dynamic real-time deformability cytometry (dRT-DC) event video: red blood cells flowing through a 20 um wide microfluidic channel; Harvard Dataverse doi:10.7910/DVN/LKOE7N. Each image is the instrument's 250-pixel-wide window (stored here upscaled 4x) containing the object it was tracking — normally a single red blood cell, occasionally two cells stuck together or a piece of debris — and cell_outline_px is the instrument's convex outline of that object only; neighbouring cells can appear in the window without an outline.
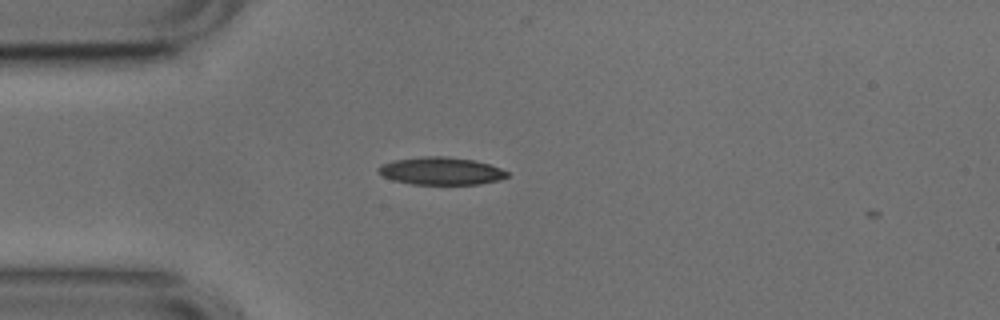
{"species": "common noctule bat (a hibernating species)", "species_latin": "Nyctalus noctula", "temperature_condition": "cold", "stored_images_in_passage": 38, "camera_frame_rate_fps": 3000, "um_per_image_px": 0.085, "animal": {"sex": "male", "body_mass_g": 17.9, "forearm_length_mm": 54.2}, "frame": {"image": 1, "passage_image": 1, "time_ms": 0.0, "image_size_px": [1000, 320], "cell_outline_px": [[508, 176], [496, 180], [480, 184], [412, 184], [392, 180], [384, 176], [376, 168], [380, 164], [392, 160], [424, 156], [448, 156], [476, 160], [500, 168], [508, 172]], "centroid_in_image_um": [37.45, 14.52], "position_along_channel_um": 47.5, "area_um2": 20.75}}
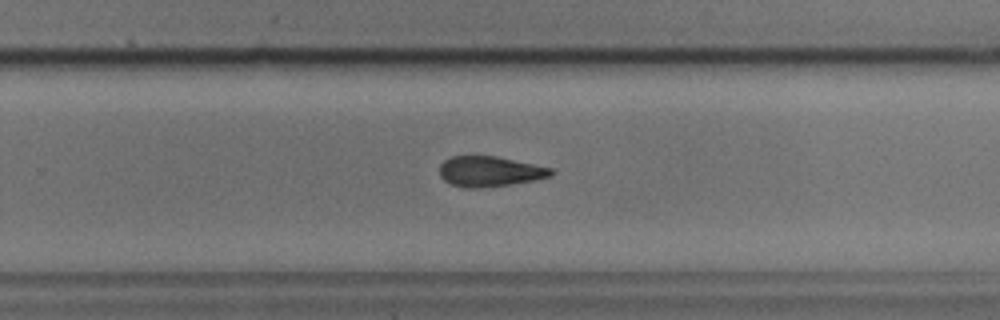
{"frame": {"image": 2, "passage_image": 21, "time_ms": 6.667, "image_size_px": [1000, 320], "cell_outline_px": [[552, 176], [512, 184], [480, 188], [468, 188], [452, 184], [444, 180], [440, 176], [440, 164], [444, 160], [452, 156], [496, 156], [552, 168]], "centroid_in_image_um": [41.61, 14.57], "position_along_channel_um": 288.2, "area_um2": 19.54}}
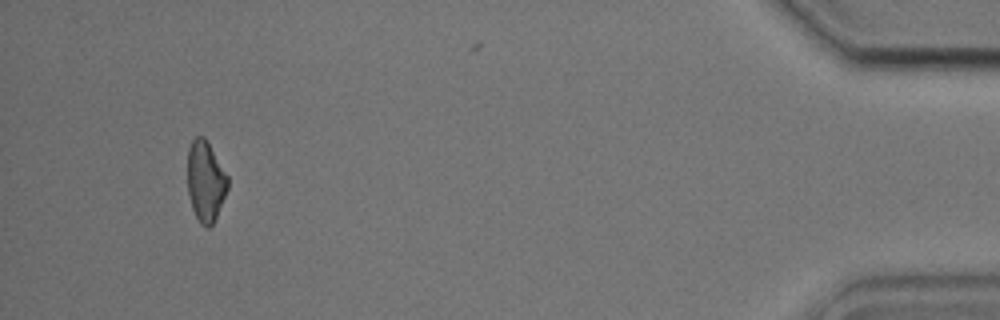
{"frame": {"image": 3, "passage_image": 37, "time_ms": 12.0, "image_size_px": [1000, 320], "cell_outline_px": [[228, 188], [216, 216], [212, 224], [208, 228], [200, 224], [192, 208], [188, 192], [188, 148], [192, 140], [196, 136], [204, 136], [228, 176]], "centroid_in_image_um": [17.46, 15.4], "position_along_channel_um": 417.7, "area_um2": 18.67}}